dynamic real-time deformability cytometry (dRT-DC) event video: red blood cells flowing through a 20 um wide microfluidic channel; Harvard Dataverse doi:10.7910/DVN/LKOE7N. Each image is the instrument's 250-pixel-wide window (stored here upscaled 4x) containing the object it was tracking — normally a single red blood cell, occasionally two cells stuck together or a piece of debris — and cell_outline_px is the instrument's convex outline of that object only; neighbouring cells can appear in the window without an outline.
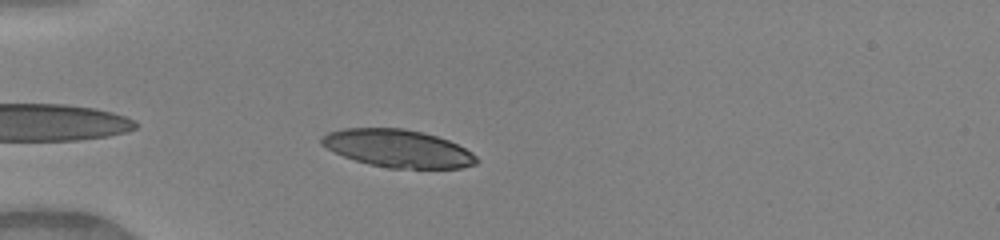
{"species": "human", "species_latin": "Homo sapiens", "temperature_condition": "warm", "stored_images_in_passage": 34, "camera_frame_rate_fps": 3000, "um_per_image_px": 0.085, "donor": {"sex": "female"}, "frame": {"image": 1, "passage_image": 3, "time_ms": 0.667, "image_size_px": [1000, 240], "cell_outline_px": [[480, 160], [476, 164], [460, 168], [388, 168], [368, 164], [344, 156], [320, 144], [320, 140], [328, 132], [344, 128], [404, 128], [436, 136], [448, 140], [472, 152]], "centroid_in_image_um": [33.83, 12.62], "position_along_channel_um": 51.2, "area_um2": 33.81}}
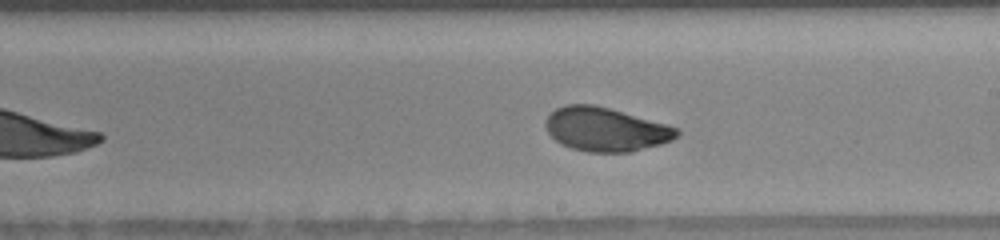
{"frame": {"image": 2, "passage_image": 18, "time_ms": 5.667, "image_size_px": [1000, 240], "cell_outline_px": [[680, 132], [672, 140], [660, 144], [632, 152], [588, 152], [572, 148], [560, 144], [548, 132], [544, 124], [544, 120], [556, 108], [564, 104], [596, 104], [668, 124], [680, 128]], "centroid_in_image_um": [51.49, 10.98], "position_along_channel_um": 237.5, "area_um2": 33.81}}
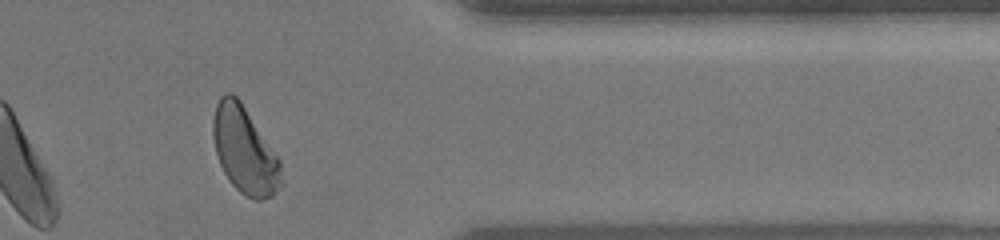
{"frame": {"image": 3, "passage_image": 30, "time_ms": 9.667, "image_size_px": [1000, 240], "cell_outline_px": [[280, 184], [272, 196], [260, 200], [256, 200], [240, 192], [232, 184], [224, 172], [220, 164], [216, 152], [212, 136], [212, 120], [216, 104], [220, 96], [224, 92], [232, 92], [240, 100], [280, 160]], "centroid_in_image_um": [20.75, 12.73], "position_along_channel_um": 390.7, "area_um2": 34.04}, "authors_computed_cell_mechanics": {"area_um2": 33.813, "velocity_mm_per_s": 4.1007, "shape_relaxation_time_tau1_ms": 5.4887, "shape_relaxation_time_tau2_ms": 0.8892, "deformation_change_tau1": 0.2032, "deformation_change_tau2": 0.0544}}